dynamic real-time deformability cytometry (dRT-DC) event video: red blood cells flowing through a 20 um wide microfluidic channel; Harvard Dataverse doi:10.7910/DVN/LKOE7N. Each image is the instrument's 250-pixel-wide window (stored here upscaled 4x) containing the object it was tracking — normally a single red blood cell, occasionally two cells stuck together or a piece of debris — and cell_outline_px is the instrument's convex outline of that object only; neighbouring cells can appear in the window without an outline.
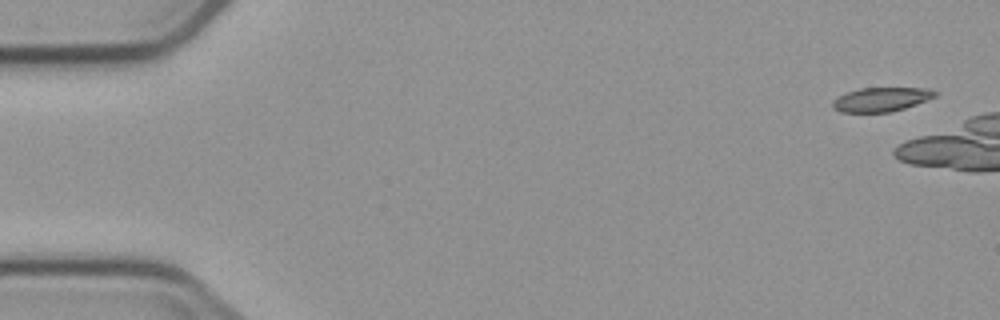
{"species": "common noctule bat (a hibernating species)", "species_latin": "Nyctalus noctula", "temperature_condition": "cold", "stored_images_in_passage": 2, "camera_frame_rate_fps": 3000, "um_per_image_px": 0.085, "animal": {"sex": "male", "body_mass_g": 23.1, "forearm_length_mm": 52.7}, "frame": {"image": 1, "passage_image": 1, "time_ms": 0.0, "image_size_px": [1000, 320], "cell_outline_px": [[936, 96], [916, 104], [892, 112], [840, 112], [832, 108], [832, 100], [848, 92], [860, 88], [928, 88], [936, 92]], "centroid_in_image_um": [74.88, 8.46], "position_along_channel_um": 10.1, "area_um2": 14.28}}